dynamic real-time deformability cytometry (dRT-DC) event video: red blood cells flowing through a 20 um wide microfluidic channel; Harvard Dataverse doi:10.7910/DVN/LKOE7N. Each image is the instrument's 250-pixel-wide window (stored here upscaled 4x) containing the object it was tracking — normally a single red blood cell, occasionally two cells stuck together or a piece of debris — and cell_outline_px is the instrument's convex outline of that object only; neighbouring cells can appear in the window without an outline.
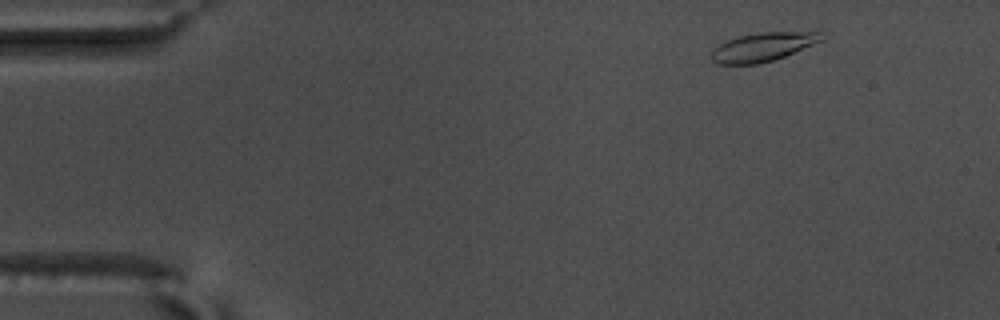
{"species": "common noctule bat (a hibernating species)", "species_latin": "Nyctalus noctula", "temperature_condition": "warm", "stored_images_in_passage": 10, "camera_frame_rate_fps": 3000, "um_per_image_px": 0.085, "animal": {"sex": "male", "body_mass_g": 17.5, "forearm_length_mm": 52.3}, "frame": {"image": 1, "passage_image": 2, "time_ms": 0.333, "image_size_px": [1000, 320], "cell_outline_px": [[824, 40], [784, 56], [772, 60], [756, 64], [716, 64], [712, 60], [712, 48], [724, 40], [740, 36], [760, 32], [824, 32]], "centroid_in_image_um": [64.82, 3.98], "position_along_channel_um": 20.2, "area_um2": 18.44}}